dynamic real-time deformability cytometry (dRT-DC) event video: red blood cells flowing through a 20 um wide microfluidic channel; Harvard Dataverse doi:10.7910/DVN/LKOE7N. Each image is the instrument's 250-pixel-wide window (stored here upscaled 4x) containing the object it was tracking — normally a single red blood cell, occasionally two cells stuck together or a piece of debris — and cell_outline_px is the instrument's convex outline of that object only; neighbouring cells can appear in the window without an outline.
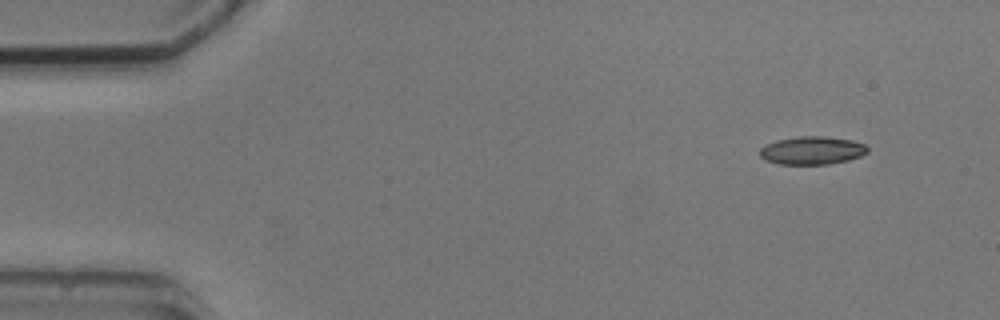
{"species": "common noctule bat (a hibernating species)", "species_latin": "Nyctalus noctula", "temperature_condition": "cold", "stored_images_in_passage": 4, "camera_frame_rate_fps": 3000, "um_per_image_px": 0.085, "animal": {"sex": "male", "body_mass_g": 20.5, "forearm_length_mm": 52.5}, "frame": {"image": 1, "passage_image": 1, "time_ms": 0.0, "image_size_px": [1000, 320], "cell_outline_px": [[868, 152], [860, 156], [848, 160], [828, 164], [780, 164], [764, 160], [760, 156], [760, 148], [776, 140], [796, 136], [824, 136], [852, 140], [864, 144], [868, 148]], "centroid_in_image_um": [69.02, 12.78], "position_along_channel_um": 16.0, "area_um2": 17.63}}
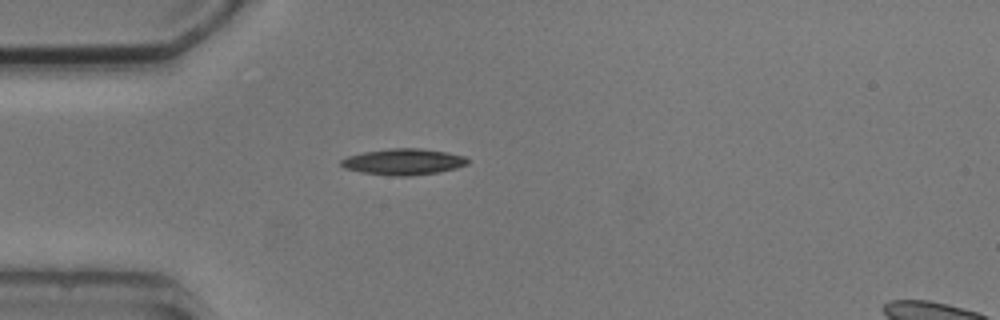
{"frame": {"image": 2, "passage_image": 4, "time_ms": 3.333, "image_size_px": [1000, 320], "cell_outline_px": [[468, 164], [456, 168], [440, 172], [408, 176], [392, 176], [360, 172], [344, 168], [340, 164], [340, 160], [348, 156], [364, 152], [388, 148], [420, 148], [448, 152], [464, 156], [468, 160]], "centroid_in_image_um": [34.29, 13.75], "position_along_channel_um": 50.7, "area_um2": 19.42}}